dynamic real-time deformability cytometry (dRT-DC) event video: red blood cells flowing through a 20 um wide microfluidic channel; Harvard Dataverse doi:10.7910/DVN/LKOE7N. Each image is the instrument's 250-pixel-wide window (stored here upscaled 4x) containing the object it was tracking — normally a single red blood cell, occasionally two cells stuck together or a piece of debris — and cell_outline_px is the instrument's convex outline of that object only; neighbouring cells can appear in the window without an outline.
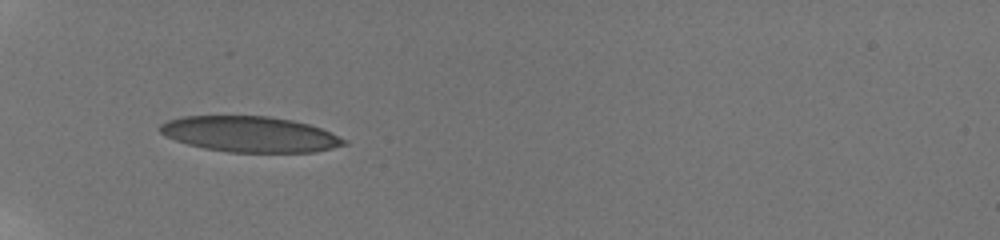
{"species": "human", "species_latin": "Homo sapiens", "temperature_condition": "room temperature", "stored_images_in_passage": 2, "camera_frame_rate_fps": 3000, "um_per_image_px": 0.085, "donor": {"sex": "male"}, "frame": {"image": 1, "passage_image": 1, "time_ms": 0.0, "image_size_px": [1000, 240], "cell_outline_px": [[348, 144], [316, 152], [228, 152], [204, 148], [188, 144], [176, 140], [160, 132], [160, 124], [168, 120], [180, 116], [268, 116], [292, 120], [308, 124], [320, 128], [348, 140]], "centroid_in_image_um": [21.27, 11.41], "position_along_channel_um": 63.7, "area_um2": 38.15}}